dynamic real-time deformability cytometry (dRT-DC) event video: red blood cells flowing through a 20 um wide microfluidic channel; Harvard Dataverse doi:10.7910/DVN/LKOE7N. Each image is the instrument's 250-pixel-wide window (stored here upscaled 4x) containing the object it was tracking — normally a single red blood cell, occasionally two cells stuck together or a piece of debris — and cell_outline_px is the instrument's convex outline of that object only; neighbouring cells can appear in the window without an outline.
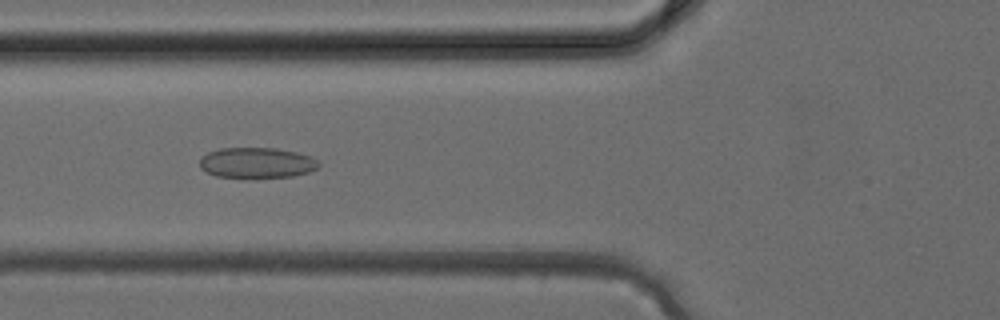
{"species": "common noctule bat (a hibernating species)", "species_latin": "Nyctalus noctula", "temperature_condition": "cold", "stored_images_in_passage": 27, "camera_frame_rate_fps": 3000, "um_per_image_px": 0.085, "animal": {"sex": "female", "body_mass_g": 24.6, "forearm_length_mm": 56.2}, "frame": {"image": 1, "passage_image": 4, "time_ms": 1.0, "image_size_px": [1000, 320], "cell_outline_px": [[320, 164], [316, 168], [308, 172], [292, 176], [252, 180], [216, 176], [200, 168], [200, 156], [208, 152], [220, 148], [276, 148], [296, 152], [312, 156]], "centroid_in_image_um": [21.8, 13.87], "position_along_channel_um": 104.0, "area_um2": 21.85}}
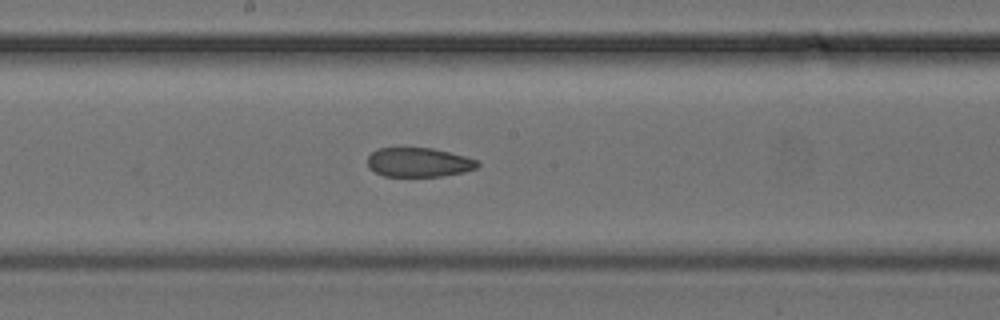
{"frame": {"image": 2, "passage_image": 10, "time_ms": 3.0, "image_size_px": [1000, 320], "cell_outline_px": [[480, 164], [476, 168], [464, 172], [444, 176], [384, 176], [368, 168], [368, 156], [372, 152], [380, 148], [432, 148], [480, 160]], "centroid_in_image_um": [35.61, 13.8], "position_along_channel_um": 212.6, "area_um2": 18.73}}
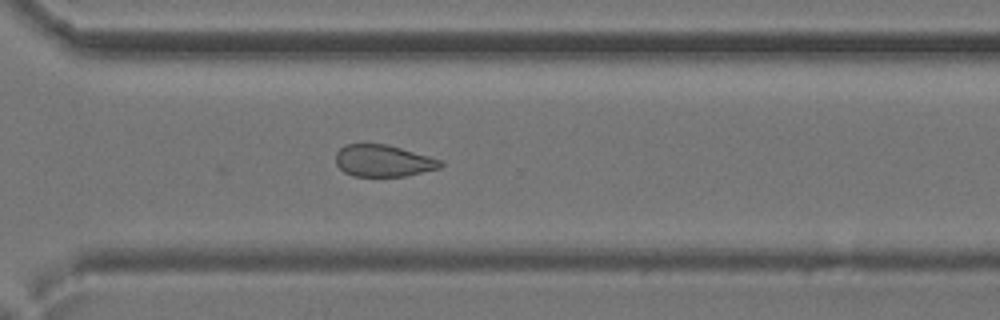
{"frame": {"image": 3, "passage_image": 17, "time_ms": 5.333, "image_size_px": [1000, 320], "cell_outline_px": [[444, 164], [440, 168], [404, 176], [352, 176], [344, 172], [336, 164], [336, 152], [344, 144], [384, 144], [400, 148], [428, 156], [440, 160]], "centroid_in_image_um": [32.54, 13.67], "position_along_channel_um": 338.1, "area_um2": 19.25}}